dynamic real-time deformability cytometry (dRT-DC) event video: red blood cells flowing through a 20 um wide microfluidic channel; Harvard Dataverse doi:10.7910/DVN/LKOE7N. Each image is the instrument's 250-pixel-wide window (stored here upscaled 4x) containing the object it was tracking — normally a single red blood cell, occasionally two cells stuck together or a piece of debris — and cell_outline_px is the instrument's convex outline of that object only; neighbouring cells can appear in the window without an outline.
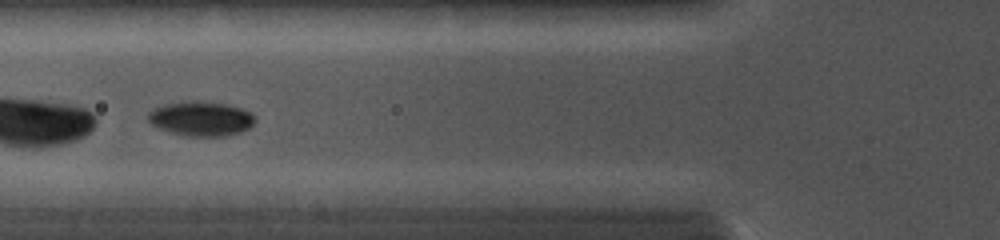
{"species": "common noctule bat (a hibernating species)", "species_latin": "Nyctalus noctula", "temperature_condition": "cold", "stored_images_in_passage": 4, "camera_frame_rate_fps": 5000, "um_per_image_px": 0.085, "animal": {"sex": "female", "body_mass_g": 19.0, "forearm_length_mm": 56.7}, "frame": {"image": 1, "passage_image": 3, "time_ms": 1.2, "image_size_px": [1000, 240], "cell_outline_px": [[256, 120], [248, 128], [240, 132], [224, 136], [188, 136], [172, 132], [160, 128], [152, 124], [148, 120], [148, 112], [152, 108], [164, 104], [192, 100], [228, 104], [252, 112]], "centroid_in_image_um": [17.08, 10.07], "position_along_channel_um": 108.7, "area_um2": 21.5}}